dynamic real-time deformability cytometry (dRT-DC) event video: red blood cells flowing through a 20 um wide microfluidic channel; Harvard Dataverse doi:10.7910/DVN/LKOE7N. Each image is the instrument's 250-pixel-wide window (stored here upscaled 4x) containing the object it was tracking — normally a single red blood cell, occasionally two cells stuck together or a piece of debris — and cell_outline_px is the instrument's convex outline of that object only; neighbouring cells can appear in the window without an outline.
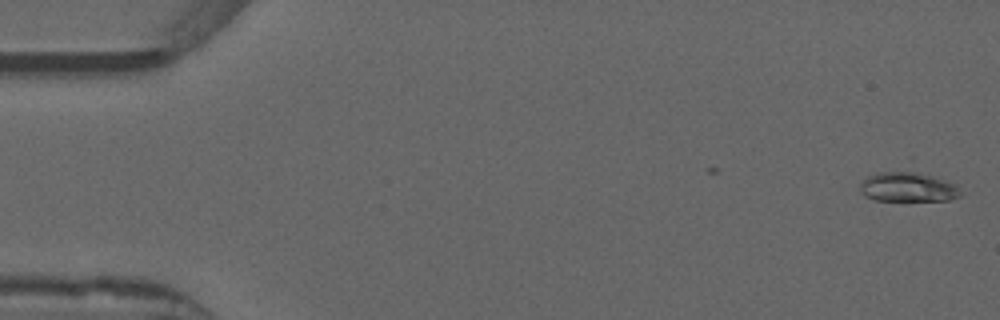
{"species": "common noctule bat (a hibernating species)", "species_latin": "Nyctalus noctula", "temperature_condition": "warm", "stored_images_in_passage": 10, "camera_frame_rate_fps": 3000, "um_per_image_px": 0.085, "animal": {"sex": "male", "forearm_length_mm": 52.5}, "frame": {"image": 1, "passage_image": 1, "time_ms": 0.0, "image_size_px": [1000, 320], "cell_outline_px": [[960, 196], [948, 200], [872, 200], [864, 196], [860, 192], [860, 184], [868, 176], [876, 172], [904, 168], [920, 172], [932, 176], [952, 184], [960, 188]], "centroid_in_image_um": [77.09, 15.86], "position_along_channel_um": 7.9, "area_um2": 17.69}}